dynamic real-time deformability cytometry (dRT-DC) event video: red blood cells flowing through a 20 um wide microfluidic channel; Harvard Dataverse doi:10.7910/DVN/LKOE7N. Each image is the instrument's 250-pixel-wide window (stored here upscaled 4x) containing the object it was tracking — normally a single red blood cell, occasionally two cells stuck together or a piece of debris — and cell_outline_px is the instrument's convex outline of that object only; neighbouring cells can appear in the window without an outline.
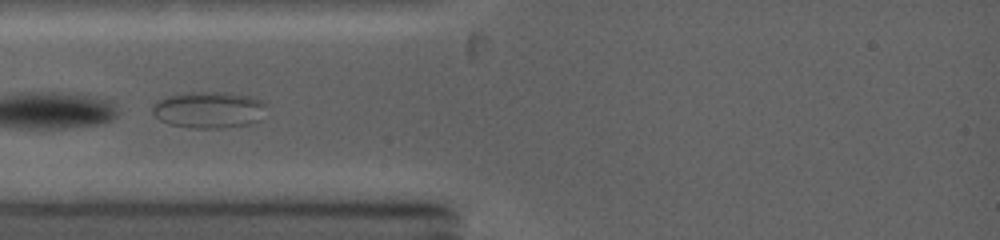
{"species": "common noctule bat (a hibernating species)", "species_latin": "Nyctalus noctula", "temperature_condition": "warm", "stored_images_in_passage": 3, "camera_frame_rate_fps": 5000, "um_per_image_px": 0.085, "animal": {"sex": "female", "body_mass_g": 19.0, "forearm_length_mm": 53.3}, "frame": {"image": 1, "passage_image": 1, "time_ms": 0.0, "image_size_px": [1000, 240], "cell_outline_px": [[264, 104], [260, 120], [248, 124], [220, 128], [192, 128], [168, 124], [160, 120], [152, 112], [152, 108], [156, 100], [168, 96], [192, 92], [228, 92], [256, 96]], "centroid_in_image_um": [17.73, 9.32], "position_along_channel_um": 67.3, "area_um2": 24.28}}